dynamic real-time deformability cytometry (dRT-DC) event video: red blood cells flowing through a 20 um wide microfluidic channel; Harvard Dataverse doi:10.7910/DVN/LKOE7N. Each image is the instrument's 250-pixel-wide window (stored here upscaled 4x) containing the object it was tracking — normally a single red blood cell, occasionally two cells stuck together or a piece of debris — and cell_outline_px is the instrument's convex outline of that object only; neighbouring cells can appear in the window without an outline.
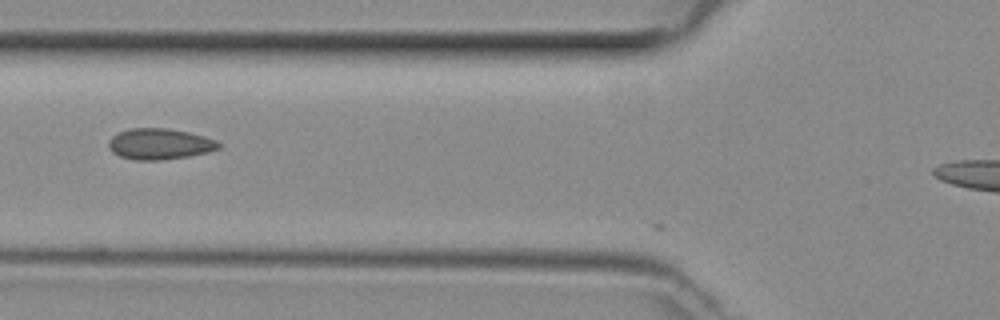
{"species": "common noctule bat (a hibernating species)", "species_latin": "Nyctalus noctula", "temperature_condition": "room temperature", "stored_images_in_passage": 28, "camera_frame_rate_fps": 3000, "um_per_image_px": 0.085, "animal": {"sex": "female", "body_mass_g": 29.2, "forearm_length_mm": 56.3}, "frame": {"image": 1, "passage_image": 3, "time_ms": 0.667, "image_size_px": [1000, 320], "cell_outline_px": [[220, 148], [208, 152], [188, 156], [160, 160], [136, 160], [120, 156], [112, 152], [108, 148], [108, 140], [112, 136], [128, 128], [168, 128], [188, 132], [204, 136], [216, 140], [220, 144]], "centroid_in_image_um": [13.55, 12.23], "position_along_channel_um": 112.3, "area_um2": 19.88}}
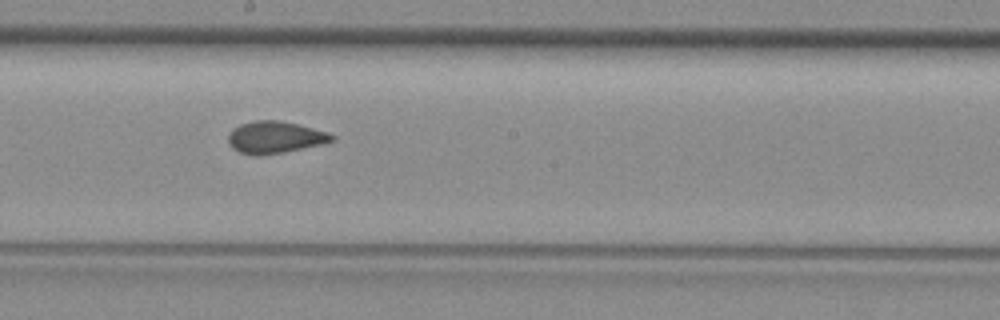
{"frame": {"image": 2, "passage_image": 11, "time_ms": 3.333, "image_size_px": [1000, 320], "cell_outline_px": [[336, 140], [320, 144], [284, 152], [256, 156], [252, 156], [240, 152], [232, 148], [228, 144], [228, 136], [232, 128], [240, 124], [252, 120], [280, 120], [328, 132], [336, 136]], "centroid_in_image_um": [23.34, 11.67], "position_along_channel_um": 224.9, "area_um2": 19.42}}
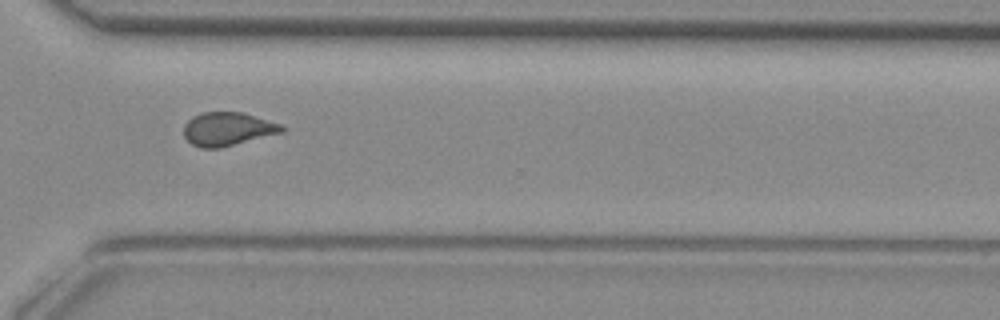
{"frame": {"image": 3, "passage_image": 20, "time_ms": 6.333, "image_size_px": [1000, 320], "cell_outline_px": [[288, 128], [284, 132], [220, 148], [200, 148], [192, 144], [184, 136], [184, 124], [192, 116], [204, 112], [244, 112], [280, 124]], "centroid_in_image_um": [19.37, 10.96], "position_along_channel_um": 351.2, "area_um2": 19.25}}